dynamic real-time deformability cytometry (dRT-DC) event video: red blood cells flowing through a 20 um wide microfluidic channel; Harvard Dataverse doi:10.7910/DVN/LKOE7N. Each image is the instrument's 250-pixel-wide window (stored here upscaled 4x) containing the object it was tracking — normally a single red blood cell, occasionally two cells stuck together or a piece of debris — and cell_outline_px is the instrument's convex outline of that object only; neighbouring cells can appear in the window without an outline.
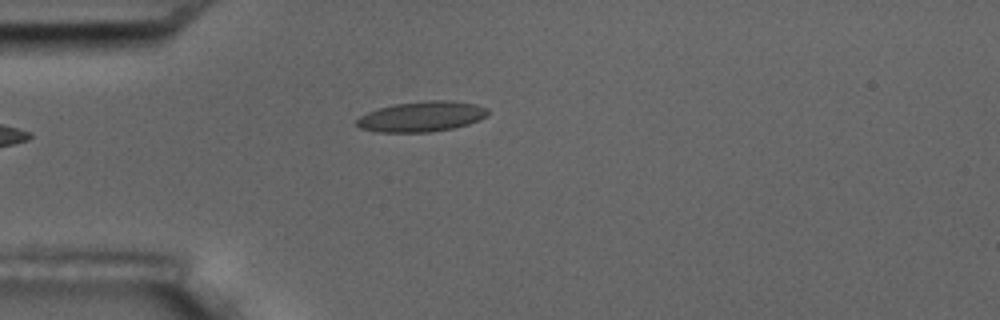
{"species": "common noctule bat (a hibernating species)", "species_latin": "Nyctalus noctula", "temperature_condition": "room temperature", "stored_images_in_passage": 2, "camera_frame_rate_fps": 3000, "um_per_image_px": 0.085, "animal": {"sex": "male", "body_mass_g": 17.5, "forearm_length_mm": 52.3}, "frame": {"image": 1, "passage_image": 2, "time_ms": 1.0, "image_size_px": [1000, 320], "cell_outline_px": [[488, 112], [480, 120], [468, 124], [452, 128], [428, 132], [376, 132], [360, 128], [356, 124], [356, 120], [360, 116], [368, 112], [380, 108], [396, 104], [428, 100], [448, 100], [476, 104], [488, 108]], "centroid_in_image_um": [35.84, 9.91], "position_along_channel_um": 49.2, "area_um2": 23.0}}